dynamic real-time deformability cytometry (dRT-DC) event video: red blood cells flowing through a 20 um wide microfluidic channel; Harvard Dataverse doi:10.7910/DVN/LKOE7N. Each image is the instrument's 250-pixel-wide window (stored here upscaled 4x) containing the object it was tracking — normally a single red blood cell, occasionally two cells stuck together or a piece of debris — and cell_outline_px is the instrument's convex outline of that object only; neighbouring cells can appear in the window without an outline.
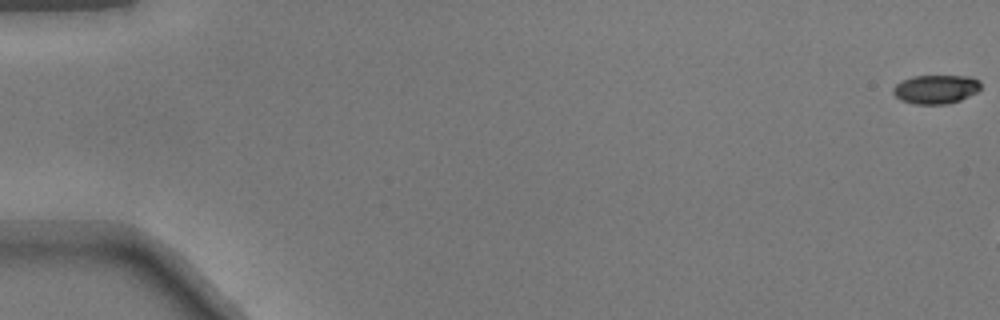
{"species": "common noctule bat (a hibernating species)", "species_latin": "Nyctalus noctula", "temperature_condition": "warm", "stored_images_in_passage": 10, "camera_frame_rate_fps": 3000, "um_per_image_px": 0.085, "animal": {"sex": "male", "body_mass_g": 17.9}, "frame": {"image": 1, "passage_image": 1, "time_ms": 0.0, "image_size_px": [1000, 320], "cell_outline_px": [[980, 88], [976, 92], [960, 100], [948, 104], [912, 104], [900, 100], [892, 92], [892, 88], [896, 84], [912, 76], [972, 76], [980, 80]], "centroid_in_image_um": [79.54, 7.58], "position_along_channel_um": 5.5, "area_um2": 14.8}}